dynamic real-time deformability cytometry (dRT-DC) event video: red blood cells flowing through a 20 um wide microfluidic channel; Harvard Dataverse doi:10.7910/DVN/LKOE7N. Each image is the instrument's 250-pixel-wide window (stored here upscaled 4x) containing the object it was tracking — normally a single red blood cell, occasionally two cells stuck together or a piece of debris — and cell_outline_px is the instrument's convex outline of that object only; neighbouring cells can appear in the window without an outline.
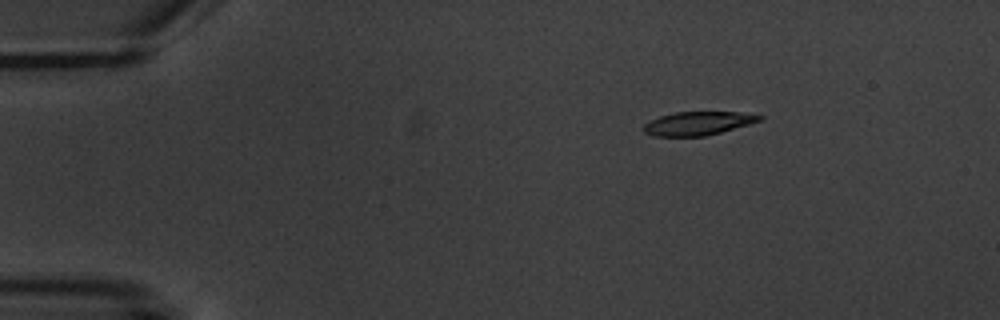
{"species": "common noctule bat (a hibernating species)", "species_latin": "Nyctalus noctula", "temperature_condition": "warm", "stored_images_in_passage": 10, "camera_frame_rate_fps": 3000, "um_per_image_px": 0.085, "animal": {"sex": "male", "body_mass_g": 20.1, "forearm_length_mm": 53.5}, "frame": {"image": 1, "passage_image": 2, "time_ms": 1.0, "image_size_px": [1000, 320], "cell_outline_px": [[764, 116], [760, 120], [748, 124], [720, 132], [704, 136], [652, 136], [644, 132], [640, 128], [644, 124], [660, 116], [676, 112], [740, 112]], "centroid_in_image_um": [59.27, 10.49], "position_along_channel_um": 25.7, "area_um2": 15.72}}
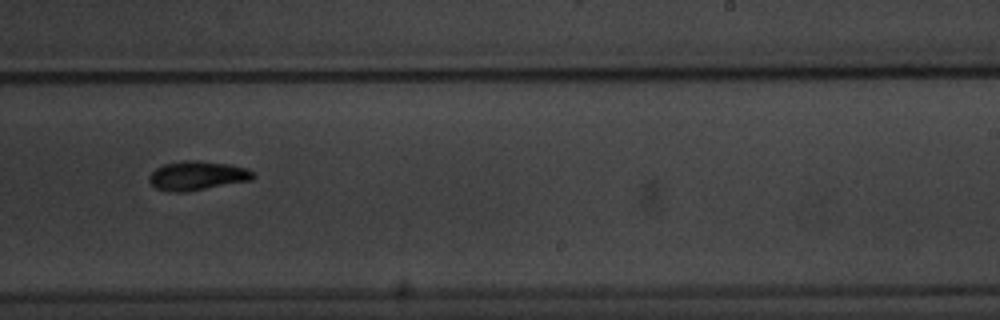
{"frame": {"image": 2, "passage_image": 9, "time_ms": 10.0, "image_size_px": [1000, 320], "cell_outline_px": [[256, 176], [252, 180], [184, 192], [172, 192], [156, 188], [148, 180], [148, 176], [156, 168], [164, 164], [184, 160], [200, 160], [228, 164], [244, 168], [256, 172]], "centroid_in_image_um": [16.77, 14.92], "position_along_channel_um": 272.2, "area_um2": 17.63}}
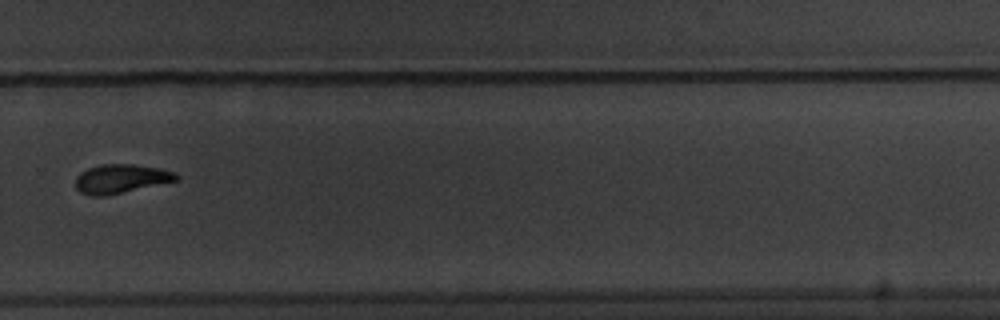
{"frame": {"image": 3, "passage_image": 10, "time_ms": 11.333, "image_size_px": [1000, 320], "cell_outline_px": [[180, 176], [176, 180], [108, 196], [88, 196], [80, 192], [76, 188], [76, 176], [80, 172], [88, 168], [100, 164], [136, 164], [160, 168], [176, 172]], "centroid_in_image_um": [10.25, 15.19], "position_along_channel_um": 319.5, "area_um2": 17.17}}